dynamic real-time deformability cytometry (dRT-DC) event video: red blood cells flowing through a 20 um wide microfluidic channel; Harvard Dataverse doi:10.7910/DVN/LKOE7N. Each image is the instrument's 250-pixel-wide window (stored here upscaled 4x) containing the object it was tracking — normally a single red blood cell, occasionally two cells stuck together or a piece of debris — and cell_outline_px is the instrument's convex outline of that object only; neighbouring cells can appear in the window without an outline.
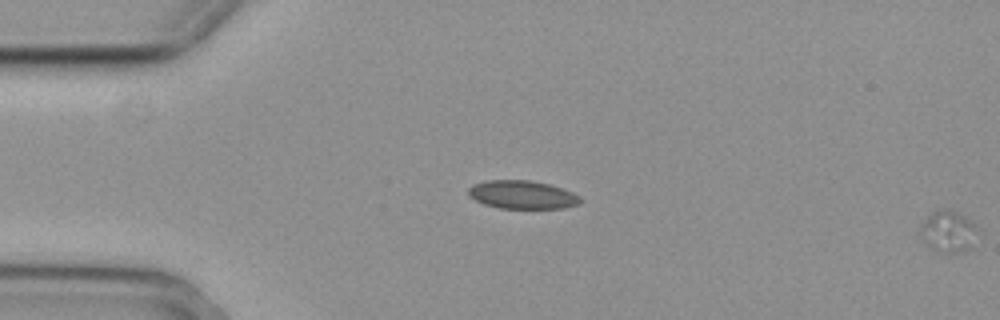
{"species": "common noctule bat (a hibernating species)", "species_latin": "Nyctalus noctula", "temperature_condition": "cold", "stored_images_in_passage": 14, "segment_of_instrument_passage": [2, 2], "camera_frame_rate_fps": 3000, "um_per_image_px": 0.085, "animal": {"sex": "female", "body_mass_g": 29.2, "forearm_length_mm": 56.3}, "frame": {"image": 1, "passage_image": 14, "time_ms": 4.333, "image_size_px": [1000, 320], "cell_outline_px": [[980, 232], [972, 248], [960, 252], [936, 252], [928, 248], [920, 236], [920, 224], [932, 212], [948, 208], [964, 216], [976, 224]], "centroid_in_image_um": [80.63, 19.7], "position_along_channel_um": 4.4, "area_um2": 14.33}}